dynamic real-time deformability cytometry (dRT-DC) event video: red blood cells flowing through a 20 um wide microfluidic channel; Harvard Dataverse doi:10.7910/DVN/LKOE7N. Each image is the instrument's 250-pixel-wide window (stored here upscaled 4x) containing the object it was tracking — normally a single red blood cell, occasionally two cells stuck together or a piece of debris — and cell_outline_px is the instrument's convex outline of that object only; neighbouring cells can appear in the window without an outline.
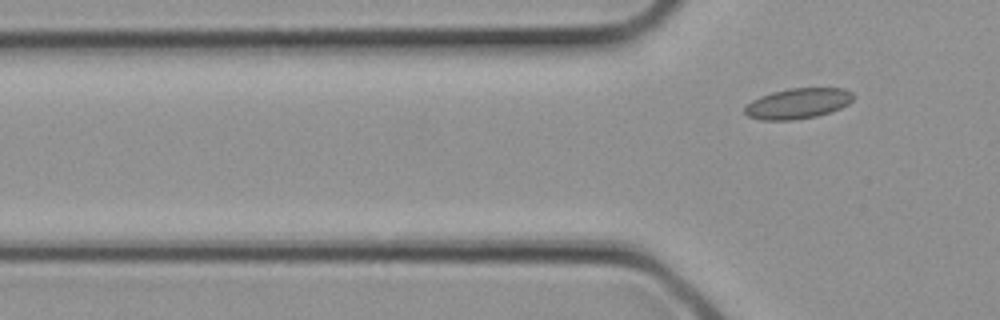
{"species": "common noctule bat (a hibernating species)", "species_latin": "Nyctalus noctula", "temperature_condition": "cold", "stored_images_in_passage": 4, "camera_frame_rate_fps": 3000, "um_per_image_px": 0.085, "animal": {"sex": "female", "body_mass_g": 21.9}, "frame": {"image": 1, "passage_image": 4, "time_ms": 1.0, "image_size_px": [1000, 320], "cell_outline_px": [[852, 100], [848, 104], [832, 112], [816, 116], [792, 120], [760, 120], [748, 116], [744, 112], [744, 108], [752, 100], [760, 96], [772, 92], [788, 88], [844, 88], [852, 92]], "centroid_in_image_um": [67.81, 8.79], "position_along_channel_um": 58.0, "area_um2": 19.31}}